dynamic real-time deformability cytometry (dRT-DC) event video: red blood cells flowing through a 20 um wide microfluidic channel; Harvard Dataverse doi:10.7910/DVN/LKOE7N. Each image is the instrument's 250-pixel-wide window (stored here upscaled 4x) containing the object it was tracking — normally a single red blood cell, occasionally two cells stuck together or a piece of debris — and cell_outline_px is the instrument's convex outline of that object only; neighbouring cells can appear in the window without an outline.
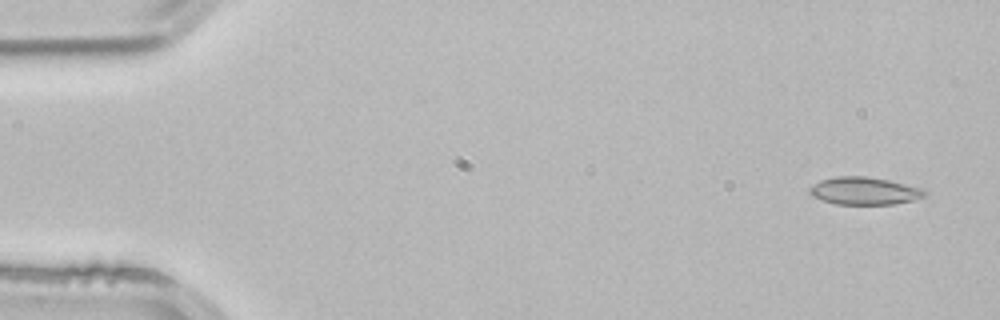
{"species": "common noctule bat (a hibernating species)", "species_latin": "Nyctalus noctula", "temperature_condition": "room temperature", "stored_images_in_passage": 3, "segment_of_instrument_passage": [2, 2], "camera_frame_rate_fps": 3000, "um_per_image_px": 0.085, "animal": {"sex": "male", "body_mass_g": 21.5, "forearm_length_mm": 52.0}, "frame": {"image": 1, "passage_image": 3, "time_ms": 0.667, "image_size_px": [1000, 320], "cell_outline_px": [[924, 196], [912, 200], [892, 204], [836, 204], [812, 196], [808, 192], [808, 188], [820, 180], [836, 176], [868, 176], [888, 180], [924, 188]], "centroid_in_image_um": [73.43, 16.21], "position_along_channel_um": 11.6, "area_um2": 18.38}}